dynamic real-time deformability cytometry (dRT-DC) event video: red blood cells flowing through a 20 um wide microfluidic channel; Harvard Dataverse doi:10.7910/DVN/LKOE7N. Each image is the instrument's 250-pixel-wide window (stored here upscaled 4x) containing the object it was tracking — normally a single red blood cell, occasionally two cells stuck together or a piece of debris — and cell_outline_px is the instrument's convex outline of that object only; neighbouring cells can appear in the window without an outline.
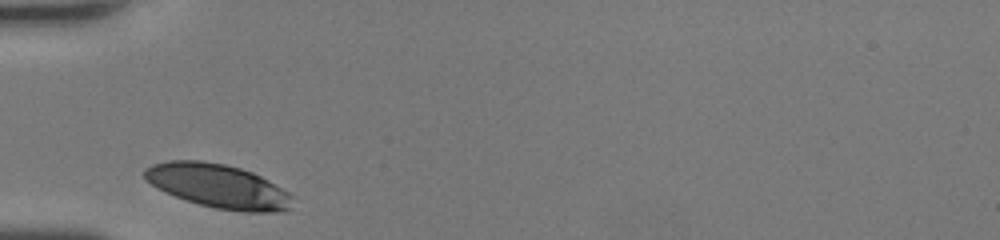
{"species": "human", "species_latin": "Homo sapiens", "temperature_condition": "room temperature", "stored_images_in_passage": 24, "camera_frame_rate_fps": 3000, "um_per_image_px": 0.085, "donor": {"sex": "female"}, "frame": {"image": 1, "passage_image": 1, "time_ms": 0.0, "image_size_px": [1000, 240], "cell_outline_px": [[292, 196], [288, 208], [284, 212], [244, 212], [216, 208], [200, 204], [164, 192], [152, 184], [144, 176], [144, 168], [152, 164], [168, 160], [200, 160], [224, 164], [240, 168], [252, 172], [260, 176], [288, 192]], "centroid_in_image_um": [18.53, 15.81], "position_along_channel_um": 66.5, "area_um2": 37.45}}
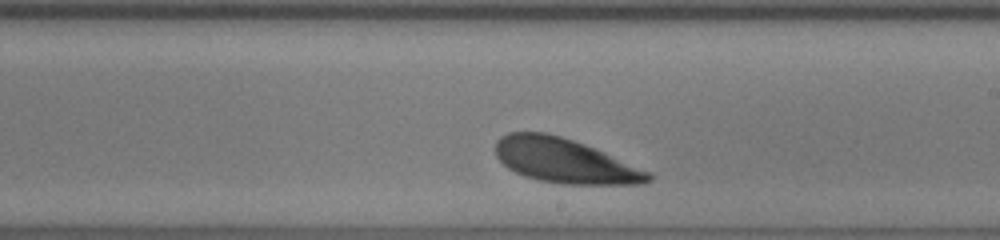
{"frame": {"image": 2, "passage_image": 14, "time_ms": 4.333, "image_size_px": [1000, 240], "cell_outline_px": [[652, 180], [640, 184], [564, 184], [540, 180], [524, 176], [508, 168], [496, 156], [496, 140], [500, 136], [508, 132], [544, 132], [560, 136], [584, 144], [604, 152], [652, 172]], "centroid_in_image_um": [48.0, 13.66], "position_along_channel_um": 241.0, "area_um2": 39.48}}
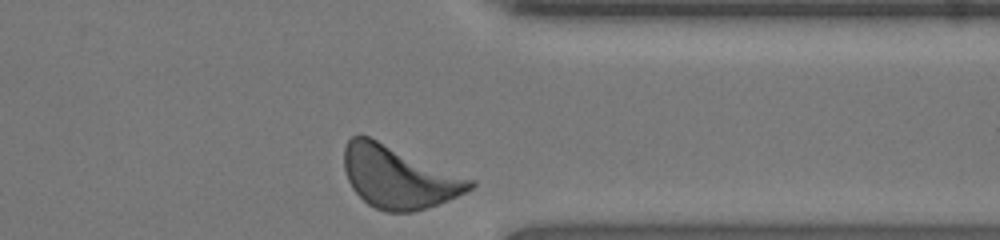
{"frame": {"image": 3, "passage_image": 24, "time_ms": 7.667, "image_size_px": [1000, 240], "cell_outline_px": [[476, 184], [472, 188], [448, 200], [412, 212], [388, 212], [376, 208], [368, 204], [352, 188], [348, 180], [344, 168], [344, 148], [348, 140], [352, 136], [368, 136], [476, 180]], "centroid_in_image_um": [33.89, 15.05], "position_along_channel_um": 377.5, "area_um2": 45.32}, "authors_computed_cell_mechanics": {"area_um2": 39.3329, "velocity_mm_per_s": 4.1208, "shape_relaxation_time_tau1_ms": 1.1825, "shape_relaxation_time_tau2_ms": null, "deformation_change_tau1": 0.0878, "deformation_change_tau2": null}}